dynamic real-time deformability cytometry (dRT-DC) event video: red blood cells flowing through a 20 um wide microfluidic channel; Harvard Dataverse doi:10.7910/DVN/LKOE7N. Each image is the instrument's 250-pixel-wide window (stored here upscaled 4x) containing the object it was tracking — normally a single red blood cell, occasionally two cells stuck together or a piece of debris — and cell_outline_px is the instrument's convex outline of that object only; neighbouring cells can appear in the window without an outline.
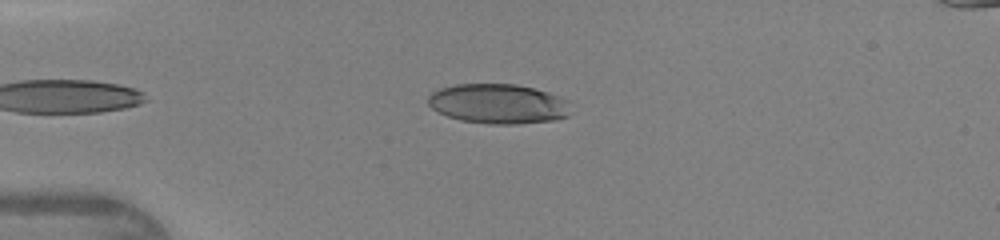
{"species": "human", "species_latin": "Homo sapiens", "temperature_condition": "warm", "stored_images_in_passage": 34, "camera_frame_rate_fps": 3000, "um_per_image_px": 0.085, "donor": {"sex": "female"}, "frame": {"image": 1, "passage_image": 3, "time_ms": 0.667, "image_size_px": [1000, 240], "cell_outline_px": [[568, 116], [556, 120], [516, 124], [488, 124], [460, 120], [448, 116], [432, 108], [428, 104], [428, 96], [432, 92], [440, 88], [456, 84], [516, 84], [548, 92], [560, 96], [568, 100]], "centroid_in_image_um": [42.35, 8.82], "position_along_channel_um": 42.7, "area_um2": 33.06}}
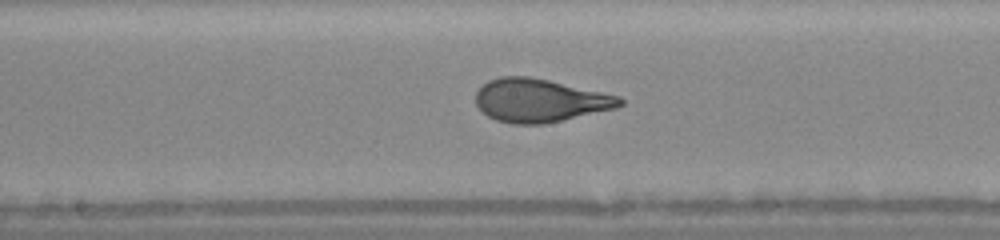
{"frame": {"image": 2, "passage_image": 16, "time_ms": 5.0, "image_size_px": [1000, 240], "cell_outline_px": [[624, 104], [616, 108], [544, 124], [512, 124], [496, 120], [488, 116], [476, 104], [476, 92], [480, 84], [488, 80], [500, 76], [528, 76], [548, 80], [620, 96], [624, 100]], "centroid_in_image_um": [45.86, 8.53], "position_along_channel_um": 202.3, "area_um2": 36.3}}
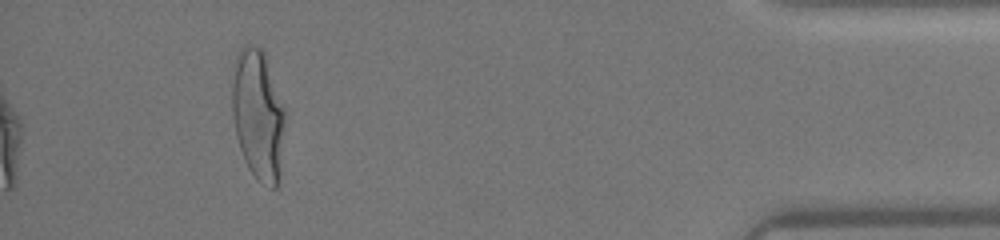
{"frame": {"image": 3, "passage_image": 34, "time_ms": 11.0, "image_size_px": [1000, 240], "cell_outline_px": [[288, 116], [280, 172], [276, 188], [272, 188], [260, 184], [256, 180], [248, 168], [244, 160], [236, 136], [232, 116], [232, 84], [236, 56], [240, 48], [244, 44], [248, 44], [260, 48], [264, 52]], "centroid_in_image_um": [21.97, 9.81], "position_along_channel_um": 413.2, "area_um2": 41.21}, "authors_computed_cell_mechanics": {"area_um2": 36.0094, "velocity_mm_per_s": 4.3884, "shape_relaxation_time_tau1_ms": 3.9193, "shape_relaxation_time_tau2_ms": null, "deformation_change_tau1": 0.2027, "deformation_change_tau2": null}}